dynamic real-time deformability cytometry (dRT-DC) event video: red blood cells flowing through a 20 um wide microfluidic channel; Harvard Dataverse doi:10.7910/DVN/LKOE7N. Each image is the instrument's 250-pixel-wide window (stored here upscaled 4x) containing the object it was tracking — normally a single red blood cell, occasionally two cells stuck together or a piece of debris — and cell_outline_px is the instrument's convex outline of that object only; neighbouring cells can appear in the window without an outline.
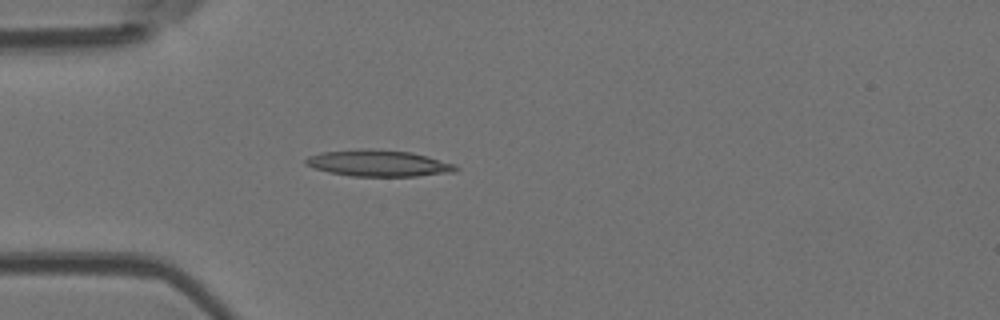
{"species": "Egyptian fruit bat (a non-hibernating species)", "species_latin": "Rousettus aegyptiacus", "temperature_condition": "room temperature", "stored_images_in_passage": 5, "camera_frame_rate_fps": 3000, "um_per_image_px": 0.085, "animal": {"sex": "female"}, "frame": {"image": 1, "passage_image": 5, "time_ms": 4.667, "image_size_px": [1000, 320], "cell_outline_px": [[460, 168], [456, 172], [416, 176], [352, 176], [328, 172], [304, 164], [304, 160], [308, 156], [320, 152], [360, 148], [372, 148], [412, 152], [428, 156], [456, 164]], "centroid_in_image_um": [32.19, 13.86], "position_along_channel_um": 52.8, "area_um2": 23.47}}